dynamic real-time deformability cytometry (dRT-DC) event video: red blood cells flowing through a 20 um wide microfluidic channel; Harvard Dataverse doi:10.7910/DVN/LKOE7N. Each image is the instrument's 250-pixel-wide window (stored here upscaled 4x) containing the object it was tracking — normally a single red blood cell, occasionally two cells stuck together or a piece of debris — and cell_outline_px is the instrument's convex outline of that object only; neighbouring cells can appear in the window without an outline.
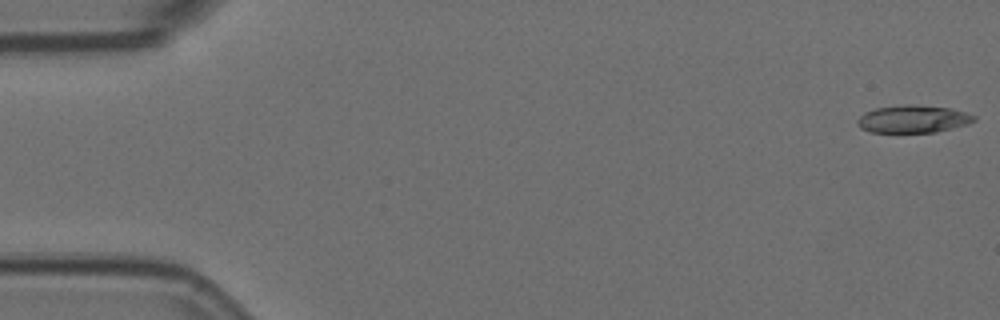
{"species": "Egyptian fruit bat (a non-hibernating species)", "species_latin": "Rousettus aegyptiacus", "temperature_condition": "room temperature", "stored_images_in_passage": 11, "camera_frame_rate_fps": 3000, "um_per_image_px": 0.085, "animal": {"sex": "female"}, "frame": {"image": 1, "passage_image": 1, "time_ms": 0.0, "image_size_px": [1000, 320], "cell_outline_px": [[976, 120], [968, 124], [936, 132], [868, 132], [860, 128], [856, 120], [864, 112], [876, 108], [904, 104], [912, 104], [948, 108], [964, 112], [976, 116]], "centroid_in_image_um": [77.58, 10.11], "position_along_channel_um": 7.4, "area_um2": 18.73}}
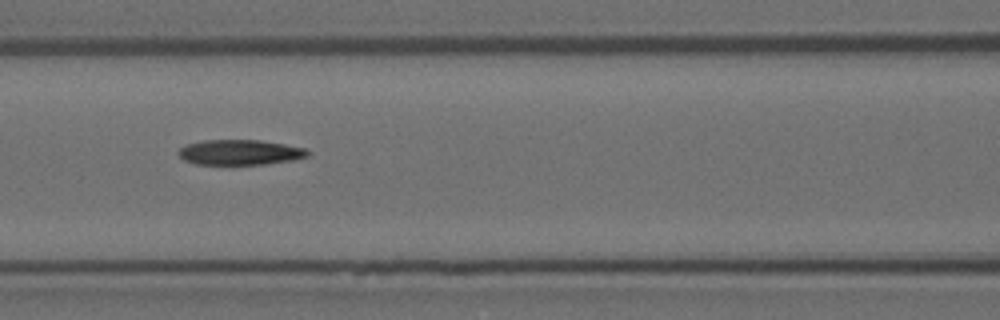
{"frame": {"image": 2, "passage_image": 7, "time_ms": 2.0, "image_size_px": [1000, 320], "cell_outline_px": [[308, 156], [292, 160], [264, 164], [196, 164], [184, 160], [176, 152], [180, 148], [188, 144], [204, 140], [260, 140], [308, 148]], "centroid_in_image_um": [20.4, 12.94], "position_along_channel_um": 146.2, "area_um2": 18.9}}
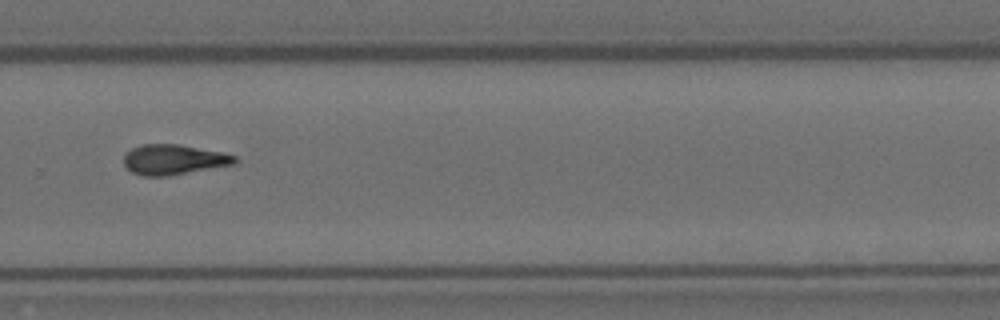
{"frame": {"image": 3, "passage_image": 11, "time_ms": 3.333, "image_size_px": [1000, 320], "cell_outline_px": [[240, 160], [236, 164], [168, 176], [140, 176], [132, 172], [124, 164], [124, 152], [140, 144], [176, 144], [224, 152], [236, 156]], "centroid_in_image_um": [14.78, 13.56], "position_along_channel_um": 315.0, "area_um2": 19.77}}